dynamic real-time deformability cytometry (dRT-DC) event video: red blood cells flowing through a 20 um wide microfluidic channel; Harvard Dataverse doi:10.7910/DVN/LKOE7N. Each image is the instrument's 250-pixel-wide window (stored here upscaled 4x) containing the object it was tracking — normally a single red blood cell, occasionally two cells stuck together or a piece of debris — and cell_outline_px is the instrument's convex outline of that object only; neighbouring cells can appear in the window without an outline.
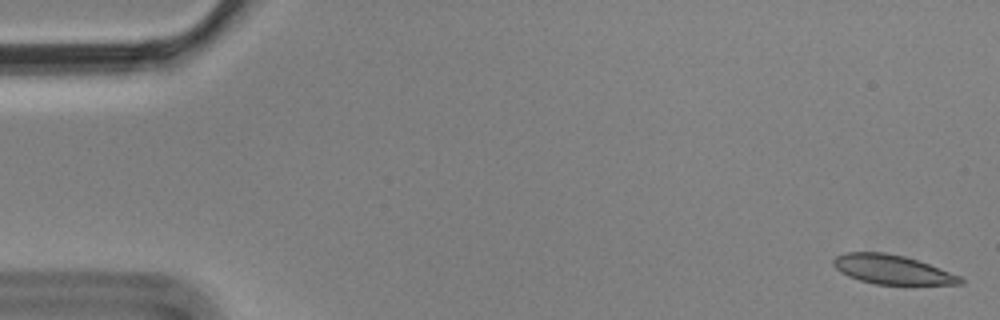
{"species": "Egyptian fruit bat (a non-hibernating species)", "species_latin": "Rousettus aegyptiacus", "temperature_condition": "cold", "stored_images_in_passage": 5, "camera_frame_rate_fps": 3000, "um_per_image_px": 0.085, "animal": {"sex": "male"}, "frame": {"image": 1, "passage_image": 1, "time_ms": 0.0, "image_size_px": [1000, 320], "cell_outline_px": [[964, 284], [876, 284], [860, 280], [848, 276], [840, 272], [832, 264], [832, 260], [836, 256], [844, 252], [884, 252], [904, 256], [928, 264], [960, 276], [964, 280]], "centroid_in_image_um": [75.79, 22.9], "position_along_channel_um": 9.2, "area_um2": 21.39}}